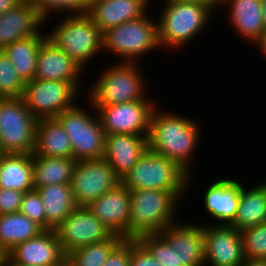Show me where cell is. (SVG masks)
Returning a JSON list of instances; mask_svg holds the SVG:
<instances>
[{"label": "cell", "instance_id": "6da1fadb", "mask_svg": "<svg viewBox=\"0 0 266 266\" xmlns=\"http://www.w3.org/2000/svg\"><path fill=\"white\" fill-rule=\"evenodd\" d=\"M163 111L157 105L152 112L148 149L179 163L191 174L202 127L193 118Z\"/></svg>", "mask_w": 266, "mask_h": 266}, {"label": "cell", "instance_id": "7a4b0ae2", "mask_svg": "<svg viewBox=\"0 0 266 266\" xmlns=\"http://www.w3.org/2000/svg\"><path fill=\"white\" fill-rule=\"evenodd\" d=\"M163 5L156 19L159 41L164 51L178 48L194 41L212 22L214 12L210 7L178 0H162ZM212 15V16H211ZM159 17V18H158ZM203 30V31H202ZM198 35V36H197ZM181 47V48H180Z\"/></svg>", "mask_w": 266, "mask_h": 266}, {"label": "cell", "instance_id": "3957f363", "mask_svg": "<svg viewBox=\"0 0 266 266\" xmlns=\"http://www.w3.org/2000/svg\"><path fill=\"white\" fill-rule=\"evenodd\" d=\"M142 62H118L102 70L95 83L87 89L86 98L93 106L151 100L146 93L148 81L140 70ZM147 81V82H146ZM146 93V94H145ZM148 95V96H147ZM88 96V97H87Z\"/></svg>", "mask_w": 266, "mask_h": 266}, {"label": "cell", "instance_id": "277c9868", "mask_svg": "<svg viewBox=\"0 0 266 266\" xmlns=\"http://www.w3.org/2000/svg\"><path fill=\"white\" fill-rule=\"evenodd\" d=\"M129 239L144 234L161 233L166 227L180 221L178 208L182 199L175 192L161 190H130ZM177 213V214H176Z\"/></svg>", "mask_w": 266, "mask_h": 266}, {"label": "cell", "instance_id": "5b68a950", "mask_svg": "<svg viewBox=\"0 0 266 266\" xmlns=\"http://www.w3.org/2000/svg\"><path fill=\"white\" fill-rule=\"evenodd\" d=\"M192 176L194 174H190L179 163L147 149L131 170L124 175L121 183L129 191L155 189L175 192L184 200L182 197L186 196L185 192L191 186Z\"/></svg>", "mask_w": 266, "mask_h": 266}, {"label": "cell", "instance_id": "8992f818", "mask_svg": "<svg viewBox=\"0 0 266 266\" xmlns=\"http://www.w3.org/2000/svg\"><path fill=\"white\" fill-rule=\"evenodd\" d=\"M148 13L104 31L103 53L117 56L119 62H140L143 55L161 50L158 21Z\"/></svg>", "mask_w": 266, "mask_h": 266}, {"label": "cell", "instance_id": "52a82bcc", "mask_svg": "<svg viewBox=\"0 0 266 266\" xmlns=\"http://www.w3.org/2000/svg\"><path fill=\"white\" fill-rule=\"evenodd\" d=\"M47 38L84 69L94 57L103 53L101 30L87 15L63 16Z\"/></svg>", "mask_w": 266, "mask_h": 266}, {"label": "cell", "instance_id": "ba28073f", "mask_svg": "<svg viewBox=\"0 0 266 266\" xmlns=\"http://www.w3.org/2000/svg\"><path fill=\"white\" fill-rule=\"evenodd\" d=\"M85 100L92 110L90 114L86 108L76 104L56 117L69 136L73 158L76 161L99 159L103 158L104 154L105 133L100 118L92 103ZM94 112H96L95 115L92 114Z\"/></svg>", "mask_w": 266, "mask_h": 266}, {"label": "cell", "instance_id": "9c48e42d", "mask_svg": "<svg viewBox=\"0 0 266 266\" xmlns=\"http://www.w3.org/2000/svg\"><path fill=\"white\" fill-rule=\"evenodd\" d=\"M38 120L22 98L0 99V150L2 153L32 154Z\"/></svg>", "mask_w": 266, "mask_h": 266}, {"label": "cell", "instance_id": "30bf717a", "mask_svg": "<svg viewBox=\"0 0 266 266\" xmlns=\"http://www.w3.org/2000/svg\"><path fill=\"white\" fill-rule=\"evenodd\" d=\"M81 89L78 84L70 82L34 78L25 82L22 99L37 120L56 118L77 104Z\"/></svg>", "mask_w": 266, "mask_h": 266}, {"label": "cell", "instance_id": "8fae6325", "mask_svg": "<svg viewBox=\"0 0 266 266\" xmlns=\"http://www.w3.org/2000/svg\"><path fill=\"white\" fill-rule=\"evenodd\" d=\"M158 105L153 100H136L107 106H93L105 135L135 134L148 137L151 116Z\"/></svg>", "mask_w": 266, "mask_h": 266}, {"label": "cell", "instance_id": "7c38bea8", "mask_svg": "<svg viewBox=\"0 0 266 266\" xmlns=\"http://www.w3.org/2000/svg\"><path fill=\"white\" fill-rule=\"evenodd\" d=\"M121 179L104 158L78 160L74 166L70 187L77 206H87L112 190Z\"/></svg>", "mask_w": 266, "mask_h": 266}, {"label": "cell", "instance_id": "4fadbf2b", "mask_svg": "<svg viewBox=\"0 0 266 266\" xmlns=\"http://www.w3.org/2000/svg\"><path fill=\"white\" fill-rule=\"evenodd\" d=\"M55 231L66 256L77 248L103 241L112 235L87 206H76Z\"/></svg>", "mask_w": 266, "mask_h": 266}, {"label": "cell", "instance_id": "5bb4252c", "mask_svg": "<svg viewBox=\"0 0 266 266\" xmlns=\"http://www.w3.org/2000/svg\"><path fill=\"white\" fill-rule=\"evenodd\" d=\"M203 224L204 266H241L244 256L241 232L232 226Z\"/></svg>", "mask_w": 266, "mask_h": 266}, {"label": "cell", "instance_id": "9a60e30c", "mask_svg": "<svg viewBox=\"0 0 266 266\" xmlns=\"http://www.w3.org/2000/svg\"><path fill=\"white\" fill-rule=\"evenodd\" d=\"M6 255L14 263L27 266H64L67 258L55 229L16 244Z\"/></svg>", "mask_w": 266, "mask_h": 266}, {"label": "cell", "instance_id": "2e32d148", "mask_svg": "<svg viewBox=\"0 0 266 266\" xmlns=\"http://www.w3.org/2000/svg\"><path fill=\"white\" fill-rule=\"evenodd\" d=\"M87 207L112 234L129 239L130 192L122 183L90 202Z\"/></svg>", "mask_w": 266, "mask_h": 266}, {"label": "cell", "instance_id": "e0dca14e", "mask_svg": "<svg viewBox=\"0 0 266 266\" xmlns=\"http://www.w3.org/2000/svg\"><path fill=\"white\" fill-rule=\"evenodd\" d=\"M242 181L237 178H217L205 189L203 207L211 218L212 225L230 226L237 215ZM217 220V221H216Z\"/></svg>", "mask_w": 266, "mask_h": 266}, {"label": "cell", "instance_id": "ac0fdd59", "mask_svg": "<svg viewBox=\"0 0 266 266\" xmlns=\"http://www.w3.org/2000/svg\"><path fill=\"white\" fill-rule=\"evenodd\" d=\"M86 69L87 67L82 69L63 50L46 38L39 49L34 78L70 82L81 87L80 82Z\"/></svg>", "mask_w": 266, "mask_h": 266}, {"label": "cell", "instance_id": "d6986e66", "mask_svg": "<svg viewBox=\"0 0 266 266\" xmlns=\"http://www.w3.org/2000/svg\"><path fill=\"white\" fill-rule=\"evenodd\" d=\"M180 256V266H204L201 223L176 222L159 233Z\"/></svg>", "mask_w": 266, "mask_h": 266}, {"label": "cell", "instance_id": "ffe728a7", "mask_svg": "<svg viewBox=\"0 0 266 266\" xmlns=\"http://www.w3.org/2000/svg\"><path fill=\"white\" fill-rule=\"evenodd\" d=\"M148 149V137L135 134L105 135L103 158L122 179Z\"/></svg>", "mask_w": 266, "mask_h": 266}, {"label": "cell", "instance_id": "44dd1931", "mask_svg": "<svg viewBox=\"0 0 266 266\" xmlns=\"http://www.w3.org/2000/svg\"><path fill=\"white\" fill-rule=\"evenodd\" d=\"M152 0H89L87 15L103 33L143 16Z\"/></svg>", "mask_w": 266, "mask_h": 266}, {"label": "cell", "instance_id": "7402d4cb", "mask_svg": "<svg viewBox=\"0 0 266 266\" xmlns=\"http://www.w3.org/2000/svg\"><path fill=\"white\" fill-rule=\"evenodd\" d=\"M225 5L229 6L227 22L237 37L254 44L266 30L261 0H222L221 7Z\"/></svg>", "mask_w": 266, "mask_h": 266}, {"label": "cell", "instance_id": "603a6c76", "mask_svg": "<svg viewBox=\"0 0 266 266\" xmlns=\"http://www.w3.org/2000/svg\"><path fill=\"white\" fill-rule=\"evenodd\" d=\"M43 25L37 10L23 0L14 9L0 15V50L15 41L38 34Z\"/></svg>", "mask_w": 266, "mask_h": 266}, {"label": "cell", "instance_id": "cb8c5ba5", "mask_svg": "<svg viewBox=\"0 0 266 266\" xmlns=\"http://www.w3.org/2000/svg\"><path fill=\"white\" fill-rule=\"evenodd\" d=\"M0 188L24 193L34 190L32 154L3 153L0 156Z\"/></svg>", "mask_w": 266, "mask_h": 266}, {"label": "cell", "instance_id": "d4e9b609", "mask_svg": "<svg viewBox=\"0 0 266 266\" xmlns=\"http://www.w3.org/2000/svg\"><path fill=\"white\" fill-rule=\"evenodd\" d=\"M34 154L43 157L73 158L69 136L56 118L38 120Z\"/></svg>", "mask_w": 266, "mask_h": 266}, {"label": "cell", "instance_id": "484cf974", "mask_svg": "<svg viewBox=\"0 0 266 266\" xmlns=\"http://www.w3.org/2000/svg\"><path fill=\"white\" fill-rule=\"evenodd\" d=\"M242 182L237 215L230 225L238 231L266 222V180L247 188Z\"/></svg>", "mask_w": 266, "mask_h": 266}, {"label": "cell", "instance_id": "4316f807", "mask_svg": "<svg viewBox=\"0 0 266 266\" xmlns=\"http://www.w3.org/2000/svg\"><path fill=\"white\" fill-rule=\"evenodd\" d=\"M46 212V230L58 227L77 206L70 184L48 185L37 189Z\"/></svg>", "mask_w": 266, "mask_h": 266}, {"label": "cell", "instance_id": "83f0119b", "mask_svg": "<svg viewBox=\"0 0 266 266\" xmlns=\"http://www.w3.org/2000/svg\"><path fill=\"white\" fill-rule=\"evenodd\" d=\"M39 32L6 46L3 51L8 56L13 68L24 82L34 79L39 49L47 34Z\"/></svg>", "mask_w": 266, "mask_h": 266}, {"label": "cell", "instance_id": "f1b7e54d", "mask_svg": "<svg viewBox=\"0 0 266 266\" xmlns=\"http://www.w3.org/2000/svg\"><path fill=\"white\" fill-rule=\"evenodd\" d=\"M34 190L48 185L70 184L74 158L43 157L32 153Z\"/></svg>", "mask_w": 266, "mask_h": 266}, {"label": "cell", "instance_id": "f546056e", "mask_svg": "<svg viewBox=\"0 0 266 266\" xmlns=\"http://www.w3.org/2000/svg\"><path fill=\"white\" fill-rule=\"evenodd\" d=\"M43 231L38 224L20 212L0 215V250L6 254L16 244L34 238Z\"/></svg>", "mask_w": 266, "mask_h": 266}, {"label": "cell", "instance_id": "4dcf8cb0", "mask_svg": "<svg viewBox=\"0 0 266 266\" xmlns=\"http://www.w3.org/2000/svg\"><path fill=\"white\" fill-rule=\"evenodd\" d=\"M123 240L112 234L108 239L82 246L67 255L66 262L70 266H103L111 251Z\"/></svg>", "mask_w": 266, "mask_h": 266}, {"label": "cell", "instance_id": "1f68e13d", "mask_svg": "<svg viewBox=\"0 0 266 266\" xmlns=\"http://www.w3.org/2000/svg\"><path fill=\"white\" fill-rule=\"evenodd\" d=\"M38 12L44 24L50 15L73 16L88 13L89 0H26ZM53 13V14H52ZM60 14V15H59ZM48 19V20H47Z\"/></svg>", "mask_w": 266, "mask_h": 266}, {"label": "cell", "instance_id": "d6a6232c", "mask_svg": "<svg viewBox=\"0 0 266 266\" xmlns=\"http://www.w3.org/2000/svg\"><path fill=\"white\" fill-rule=\"evenodd\" d=\"M25 82L13 68L11 61L0 50V97L22 98Z\"/></svg>", "mask_w": 266, "mask_h": 266}, {"label": "cell", "instance_id": "836d02e7", "mask_svg": "<svg viewBox=\"0 0 266 266\" xmlns=\"http://www.w3.org/2000/svg\"><path fill=\"white\" fill-rule=\"evenodd\" d=\"M138 240L150 251L160 266H180V256L159 234H144Z\"/></svg>", "mask_w": 266, "mask_h": 266}, {"label": "cell", "instance_id": "e575fe53", "mask_svg": "<svg viewBox=\"0 0 266 266\" xmlns=\"http://www.w3.org/2000/svg\"><path fill=\"white\" fill-rule=\"evenodd\" d=\"M240 232L245 258L266 260V222Z\"/></svg>", "mask_w": 266, "mask_h": 266}, {"label": "cell", "instance_id": "d590c367", "mask_svg": "<svg viewBox=\"0 0 266 266\" xmlns=\"http://www.w3.org/2000/svg\"><path fill=\"white\" fill-rule=\"evenodd\" d=\"M19 212L33 220L43 230H46V212L37 190L24 193Z\"/></svg>", "mask_w": 266, "mask_h": 266}, {"label": "cell", "instance_id": "8d00e7d4", "mask_svg": "<svg viewBox=\"0 0 266 266\" xmlns=\"http://www.w3.org/2000/svg\"><path fill=\"white\" fill-rule=\"evenodd\" d=\"M24 192L0 188V215L20 211Z\"/></svg>", "mask_w": 266, "mask_h": 266}, {"label": "cell", "instance_id": "74e56055", "mask_svg": "<svg viewBox=\"0 0 266 266\" xmlns=\"http://www.w3.org/2000/svg\"><path fill=\"white\" fill-rule=\"evenodd\" d=\"M131 239H123L108 255L103 266H130Z\"/></svg>", "mask_w": 266, "mask_h": 266}, {"label": "cell", "instance_id": "f35d334b", "mask_svg": "<svg viewBox=\"0 0 266 266\" xmlns=\"http://www.w3.org/2000/svg\"><path fill=\"white\" fill-rule=\"evenodd\" d=\"M130 266H160L150 251L138 240L131 239Z\"/></svg>", "mask_w": 266, "mask_h": 266}, {"label": "cell", "instance_id": "ab89813d", "mask_svg": "<svg viewBox=\"0 0 266 266\" xmlns=\"http://www.w3.org/2000/svg\"><path fill=\"white\" fill-rule=\"evenodd\" d=\"M23 0H0V15L14 9Z\"/></svg>", "mask_w": 266, "mask_h": 266}, {"label": "cell", "instance_id": "60d3db41", "mask_svg": "<svg viewBox=\"0 0 266 266\" xmlns=\"http://www.w3.org/2000/svg\"><path fill=\"white\" fill-rule=\"evenodd\" d=\"M183 2H196L210 7L213 11L221 8L222 0H178Z\"/></svg>", "mask_w": 266, "mask_h": 266}, {"label": "cell", "instance_id": "b9f144b4", "mask_svg": "<svg viewBox=\"0 0 266 266\" xmlns=\"http://www.w3.org/2000/svg\"><path fill=\"white\" fill-rule=\"evenodd\" d=\"M255 47L259 49V52L264 55L266 60V30L262 33L261 37L254 43Z\"/></svg>", "mask_w": 266, "mask_h": 266}, {"label": "cell", "instance_id": "7bdbcfd3", "mask_svg": "<svg viewBox=\"0 0 266 266\" xmlns=\"http://www.w3.org/2000/svg\"><path fill=\"white\" fill-rule=\"evenodd\" d=\"M241 266H266V260L261 259H245Z\"/></svg>", "mask_w": 266, "mask_h": 266}, {"label": "cell", "instance_id": "ee69618b", "mask_svg": "<svg viewBox=\"0 0 266 266\" xmlns=\"http://www.w3.org/2000/svg\"><path fill=\"white\" fill-rule=\"evenodd\" d=\"M2 266H27L14 263L6 254L3 257Z\"/></svg>", "mask_w": 266, "mask_h": 266}, {"label": "cell", "instance_id": "f6af8a7d", "mask_svg": "<svg viewBox=\"0 0 266 266\" xmlns=\"http://www.w3.org/2000/svg\"><path fill=\"white\" fill-rule=\"evenodd\" d=\"M262 2V11H263V16H264V22L266 25V0H261Z\"/></svg>", "mask_w": 266, "mask_h": 266}, {"label": "cell", "instance_id": "bcb514c9", "mask_svg": "<svg viewBox=\"0 0 266 266\" xmlns=\"http://www.w3.org/2000/svg\"><path fill=\"white\" fill-rule=\"evenodd\" d=\"M4 255L5 254L0 250V266H2V261H3Z\"/></svg>", "mask_w": 266, "mask_h": 266}]
</instances>
